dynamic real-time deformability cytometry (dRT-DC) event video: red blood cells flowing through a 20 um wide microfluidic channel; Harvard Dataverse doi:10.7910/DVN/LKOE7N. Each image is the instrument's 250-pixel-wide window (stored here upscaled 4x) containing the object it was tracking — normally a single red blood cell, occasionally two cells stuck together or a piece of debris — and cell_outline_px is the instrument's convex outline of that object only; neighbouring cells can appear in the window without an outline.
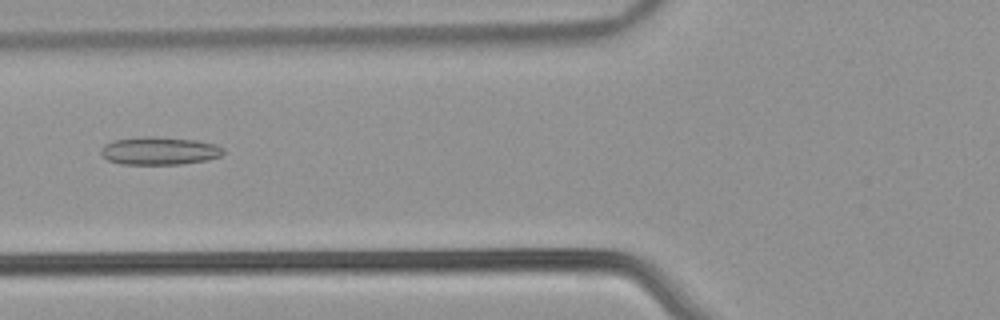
{"species": "common noctule bat (a hibernating species)", "species_latin": "Nyctalus noctula", "temperature_condition": "warm", "stored_images_in_passage": 54, "camera_frame_rate_fps": 3000, "um_per_image_px": 0.085, "animal": {"sex": "male", "body_mass_g": 21.5, "forearm_length_mm": 52.0}, "frame": {"image": 1, "passage_image": 22, "time_ms": 7.0, "image_size_px": [1000, 320], "cell_outline_px": [[224, 152], [220, 156], [208, 160], [180, 164], [124, 164], [108, 160], [100, 152], [100, 148], [104, 144], [112, 140], [144, 136], [156, 136], [196, 140], [216, 144], [224, 148]], "centroid_in_image_um": [13.55, 12.81], "position_along_channel_um": 112.2, "area_um2": 20.06}}
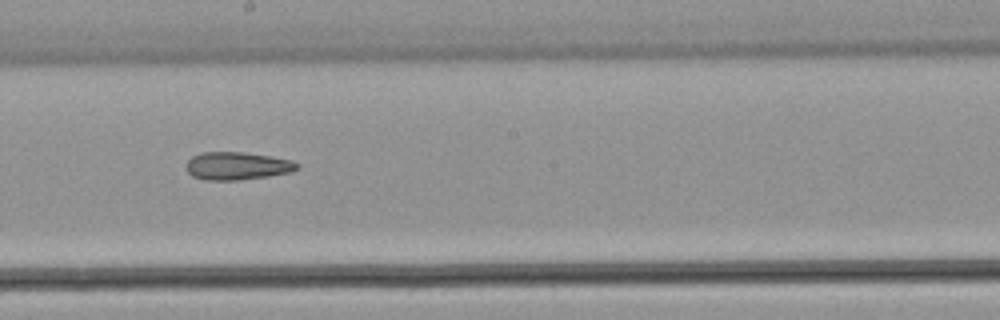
{"frame": {"image": 2, "passage_image": 31, "time_ms": 10.0, "image_size_px": [1000, 320], "cell_outline_px": [[300, 168], [292, 172], [268, 176], [240, 180], [204, 180], [192, 176], [184, 168], [188, 160], [192, 156], [200, 152], [244, 152], [272, 156], [292, 160], [300, 164]], "centroid_in_image_um": [20.17, 14.1], "position_along_channel_um": 228.0, "area_um2": 18.32}}
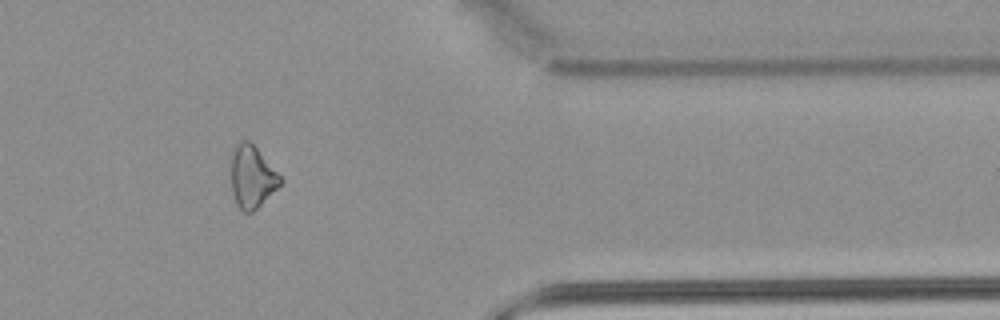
{"frame": {"image": 3, "passage_image": 45, "time_ms": 14.667, "image_size_px": [1000, 320], "cell_outline_px": [[284, 180], [252, 212], [244, 212], [236, 204], [232, 192], [232, 152], [236, 144], [240, 140], [248, 140], [256, 148]], "centroid_in_image_um": [21.4, 15.02], "position_along_channel_um": 390.0, "area_um2": 17.34}}